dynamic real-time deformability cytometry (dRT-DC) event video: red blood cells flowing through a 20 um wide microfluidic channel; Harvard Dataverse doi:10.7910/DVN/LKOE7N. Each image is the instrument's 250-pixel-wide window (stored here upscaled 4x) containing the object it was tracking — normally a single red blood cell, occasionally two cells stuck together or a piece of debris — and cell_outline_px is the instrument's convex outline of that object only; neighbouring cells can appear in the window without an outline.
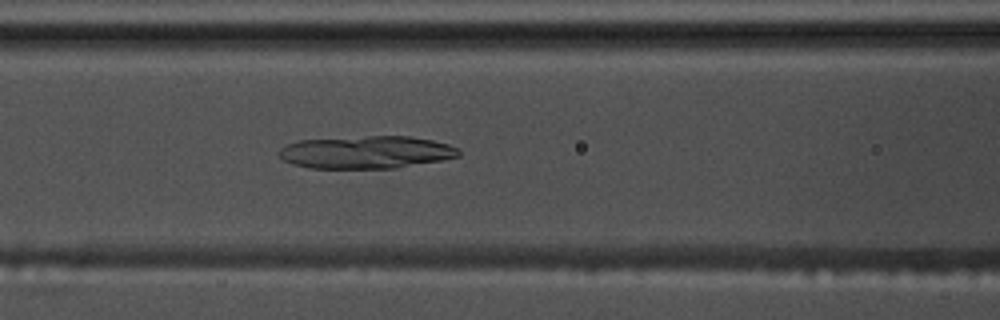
{"species": "common noctule bat (a hibernating species)", "species_latin": "Nyctalus noctula", "temperature_condition": "warm", "stored_images_in_passage": 58, "camera_frame_rate_fps": 3000, "um_per_image_px": 0.085, "animal": {"sex": "male", "body_mass_g": 17.5, "forearm_length_mm": 52.3}, "frame": {"image": 1, "passage_image": 25, "time_ms": 8.0, "image_size_px": [1000, 320], "cell_outline_px": [[460, 156], [440, 160], [396, 168], [308, 168], [292, 164], [284, 160], [280, 156], [280, 148], [288, 144], [300, 140], [368, 136], [408, 136], [432, 140], [448, 144], [460, 148]], "centroid_in_image_um": [31.15, 12.94], "position_along_channel_um": 135.5, "area_um2": 34.04}}
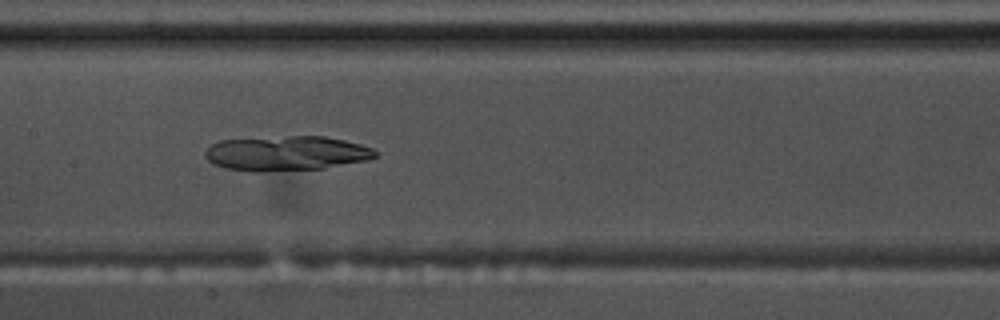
{"frame": {"image": 2, "passage_image": 29, "time_ms": 9.333, "image_size_px": [1000, 320], "cell_outline_px": [[376, 156], [368, 160], [324, 168], [264, 172], [252, 172], [224, 168], [212, 164], [204, 156], [204, 152], [212, 144], [220, 140], [288, 136], [324, 136], [344, 140], [360, 144], [372, 148], [376, 152]], "centroid_in_image_um": [24.3, 13.04], "position_along_channel_um": 183.1, "area_um2": 34.62}}
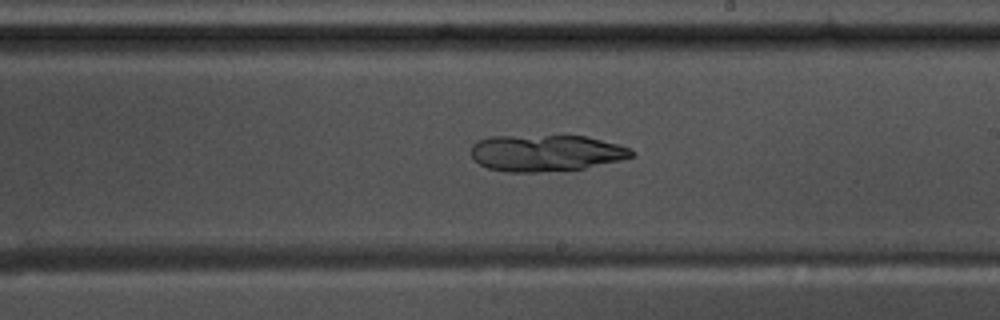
{"frame": {"image": 3, "passage_image": 34, "time_ms": 11.0, "image_size_px": [1000, 320], "cell_outline_px": [[632, 156], [620, 160], [584, 168], [540, 172], [508, 172], [488, 168], [480, 164], [472, 156], [472, 144], [476, 140], [492, 136], [588, 136], [632, 148]], "centroid_in_image_um": [46.39, 13.0], "position_along_channel_um": 242.6, "area_um2": 34.04}}